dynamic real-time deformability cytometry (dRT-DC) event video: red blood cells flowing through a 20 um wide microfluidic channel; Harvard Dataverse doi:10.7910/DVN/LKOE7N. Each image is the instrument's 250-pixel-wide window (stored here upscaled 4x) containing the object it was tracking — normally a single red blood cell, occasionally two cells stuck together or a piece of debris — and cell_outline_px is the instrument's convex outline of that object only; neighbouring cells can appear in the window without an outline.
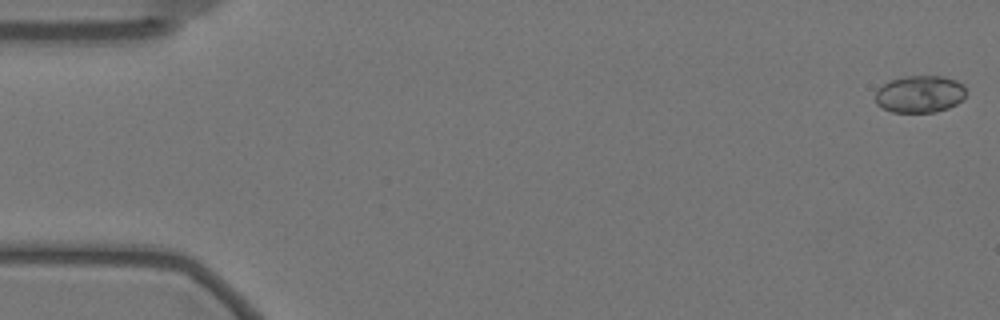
{"species": "Egyptian fruit bat (a non-hibernating species)", "species_latin": "Rousettus aegyptiacus", "temperature_condition": "warm", "stored_images_in_passage": 15, "camera_frame_rate_fps": 3000, "um_per_image_px": 0.085, "animal": {"sex": "female"}, "frame": {"image": 1, "passage_image": 1, "time_ms": 0.0, "image_size_px": [1000, 320], "cell_outline_px": [[964, 100], [948, 108], [936, 112], [892, 112], [876, 104], [876, 92], [888, 80], [904, 76], [944, 76], [956, 80], [964, 84]], "centroid_in_image_um": [78.2, 7.99], "position_along_channel_um": 6.8, "area_um2": 19.71}}
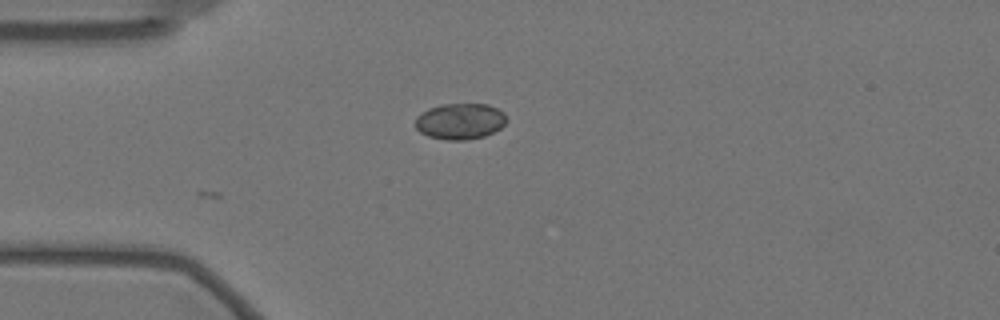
{"frame": {"image": 2, "passage_image": 15, "time_ms": 4.667, "image_size_px": [1000, 320], "cell_outline_px": [[508, 120], [500, 128], [484, 136], [468, 140], [448, 140], [428, 136], [420, 132], [416, 128], [416, 116], [428, 108], [444, 104], [488, 104], [504, 112]], "centroid_in_image_um": [39.11, 10.3], "position_along_channel_um": 45.9, "area_um2": 19.19}}